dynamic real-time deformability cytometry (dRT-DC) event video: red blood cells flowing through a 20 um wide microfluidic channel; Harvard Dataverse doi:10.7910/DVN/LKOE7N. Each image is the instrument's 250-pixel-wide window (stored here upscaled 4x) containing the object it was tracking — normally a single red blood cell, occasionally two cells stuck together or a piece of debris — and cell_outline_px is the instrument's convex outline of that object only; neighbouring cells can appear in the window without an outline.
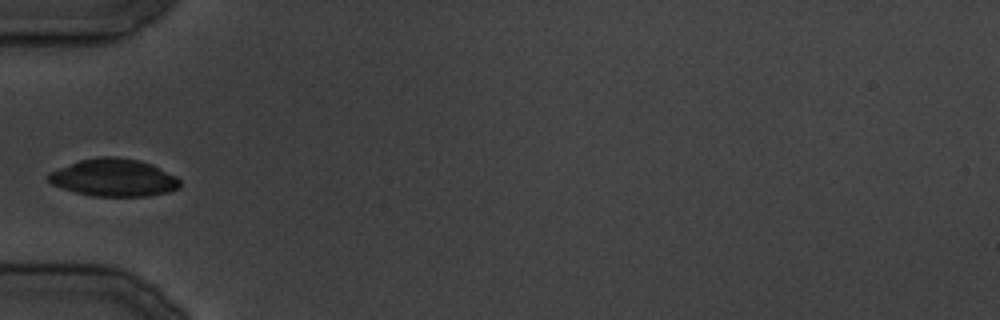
{"species": "common noctule bat (a hibernating species)", "species_latin": "Nyctalus noctula", "temperature_condition": "cold", "stored_images_in_passage": 23, "camera_frame_rate_fps": 3000, "um_per_image_px": 0.085, "animal": {"sex": "male", "body_mass_g": 19.5, "forearm_length_mm": 54.6}, "frame": {"image": 1, "passage_image": 1, "time_ms": 0.0, "image_size_px": [1000, 320], "cell_outline_px": [[180, 188], [168, 192], [148, 196], [92, 196], [76, 192], [52, 184], [44, 176], [48, 172], [80, 160], [96, 156], [116, 156], [140, 160], [152, 164], [176, 176], [180, 180]], "centroid_in_image_um": [9.67, 15.09], "position_along_channel_um": 75.3, "area_um2": 28.96}}
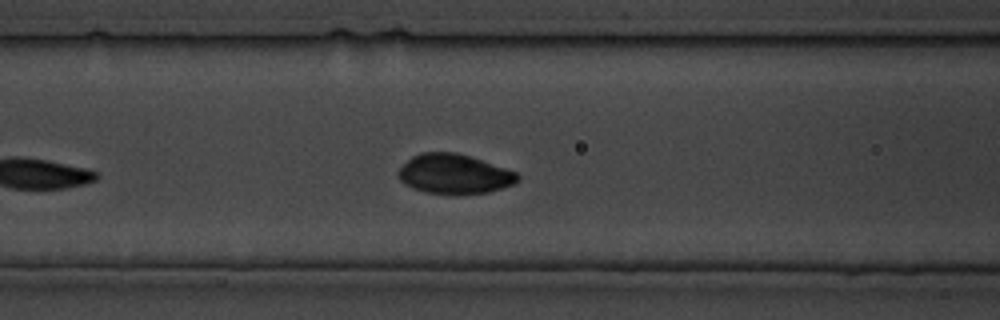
{"frame": {"image": 2, "passage_image": 4, "time_ms": 3.333, "image_size_px": [1000, 320], "cell_outline_px": [[520, 180], [516, 184], [488, 192], [456, 196], [424, 192], [412, 188], [404, 184], [400, 180], [396, 172], [412, 156], [420, 152], [456, 152], [472, 156], [516, 172], [520, 176]], "centroid_in_image_um": [38.62, 14.81], "position_along_channel_um": 128.0, "area_um2": 28.21}}
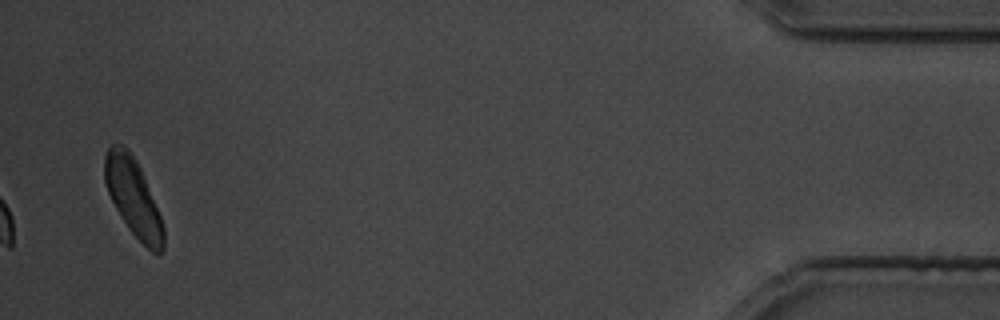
{"frame": {"image": 3, "passage_image": 23, "time_ms": 27.0, "image_size_px": [1000, 320], "cell_outline_px": [[164, 248], [160, 252], [152, 252], [128, 228], [120, 216], [108, 192], [104, 180], [104, 156], [108, 148], [112, 144], [124, 144], [128, 148], [136, 160], [140, 168], [160, 216], [164, 228]], "centroid_in_image_um": [11.3, 16.73], "position_along_channel_um": 423.9, "area_um2": 26.18}}